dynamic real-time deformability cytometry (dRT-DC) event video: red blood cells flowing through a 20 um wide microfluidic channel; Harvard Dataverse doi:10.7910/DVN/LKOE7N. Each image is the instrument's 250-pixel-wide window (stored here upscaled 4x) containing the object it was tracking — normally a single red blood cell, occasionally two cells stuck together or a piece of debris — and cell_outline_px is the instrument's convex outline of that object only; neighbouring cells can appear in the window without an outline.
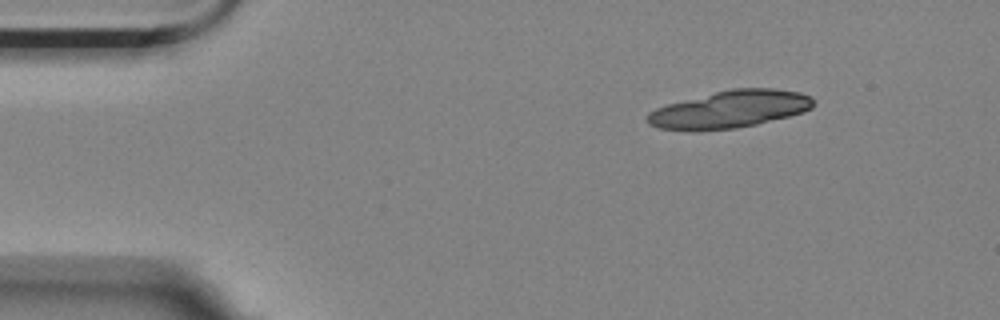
{"species": "Egyptian fruit bat (a non-hibernating species)", "species_latin": "Rousettus aegyptiacus", "temperature_condition": "room temperature", "stored_images_in_passage": 9, "camera_frame_rate_fps": 3000, "um_per_image_px": 0.085, "animal": {"sex": "female"}, "frame": {"image": 1, "passage_image": 1, "time_ms": 0.0, "image_size_px": [1000, 320], "cell_outline_px": [[816, 104], [812, 108], [804, 112], [756, 124], [736, 128], [660, 128], [648, 124], [648, 112], [656, 108], [668, 104], [732, 88], [776, 88], [800, 92], [812, 96], [816, 100]], "centroid_in_image_um": [62.17, 9.24], "position_along_channel_um": 22.8, "area_um2": 35.26}}
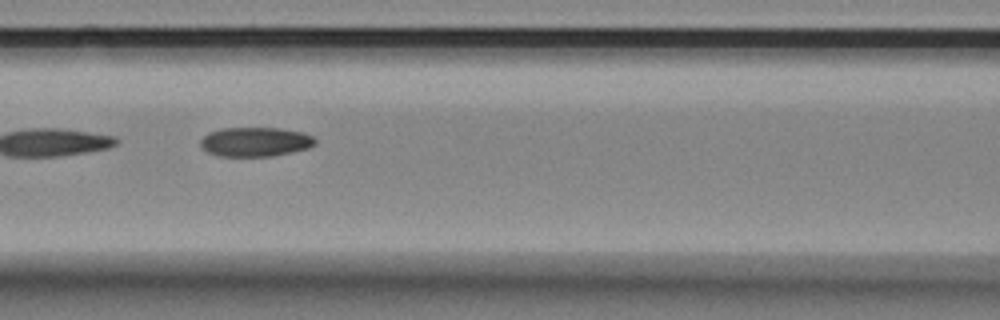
{"frame": {"image": 2, "passage_image": 6, "time_ms": 1.667, "image_size_px": [1000, 320], "cell_outline_px": [[316, 144], [308, 148], [292, 152], [272, 156], [216, 156], [208, 152], [200, 144], [200, 140], [208, 132], [220, 128], [280, 128], [304, 132], [312, 136], [316, 140]], "centroid_in_image_um": [21.71, 12.05], "position_along_channel_um": 144.9, "area_um2": 19.71}}
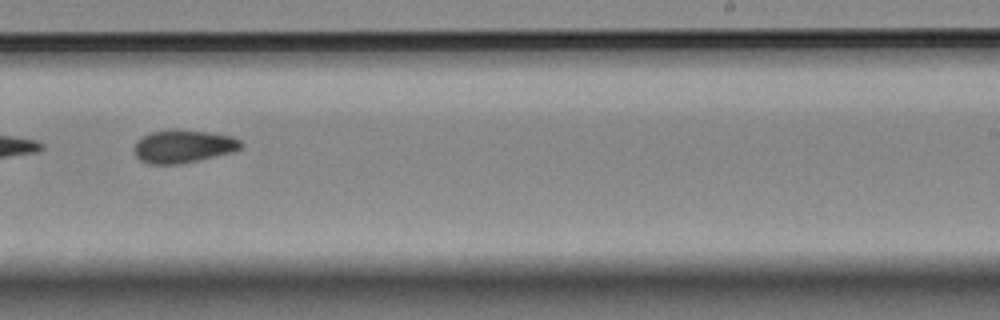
{"frame": {"image": 3, "passage_image": 9, "time_ms": 2.667, "image_size_px": [1000, 320], "cell_outline_px": [[244, 144], [240, 148], [232, 152], [216, 156], [180, 164], [148, 164], [140, 160], [136, 156], [132, 148], [136, 140], [152, 132], [172, 128], [212, 132], [232, 136], [240, 140]], "centroid_in_image_um": [15.56, 12.42], "position_along_channel_um": 273.4, "area_um2": 20.87}}